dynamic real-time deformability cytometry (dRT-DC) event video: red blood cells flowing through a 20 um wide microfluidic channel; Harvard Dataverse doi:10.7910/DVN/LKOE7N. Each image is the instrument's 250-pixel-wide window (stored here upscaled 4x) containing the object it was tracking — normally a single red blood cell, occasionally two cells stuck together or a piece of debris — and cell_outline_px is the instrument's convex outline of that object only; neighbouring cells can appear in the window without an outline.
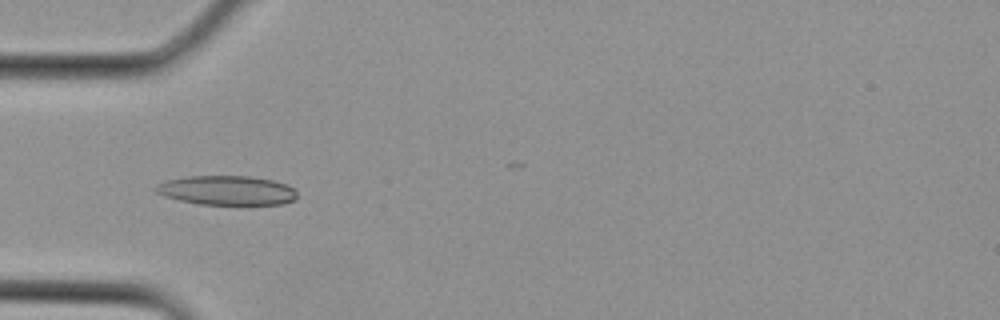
{"species": "Egyptian fruit bat (a non-hibernating species)", "species_latin": "Rousettus aegyptiacus", "temperature_condition": "cold", "stored_images_in_passage": 3, "camera_frame_rate_fps": 3000, "um_per_image_px": 0.085, "animal": {"sex": "female"}, "frame": {"image": 1, "passage_image": 3, "time_ms": 0.667, "image_size_px": [1000, 320], "cell_outline_px": [[296, 200], [284, 204], [200, 204], [180, 200], [164, 196], [156, 192], [152, 188], [156, 184], [168, 180], [188, 176], [252, 176], [272, 180], [284, 184], [292, 188], [296, 192]], "centroid_in_image_um": [19.26, 16.18], "position_along_channel_um": 65.7, "area_um2": 24.1}}